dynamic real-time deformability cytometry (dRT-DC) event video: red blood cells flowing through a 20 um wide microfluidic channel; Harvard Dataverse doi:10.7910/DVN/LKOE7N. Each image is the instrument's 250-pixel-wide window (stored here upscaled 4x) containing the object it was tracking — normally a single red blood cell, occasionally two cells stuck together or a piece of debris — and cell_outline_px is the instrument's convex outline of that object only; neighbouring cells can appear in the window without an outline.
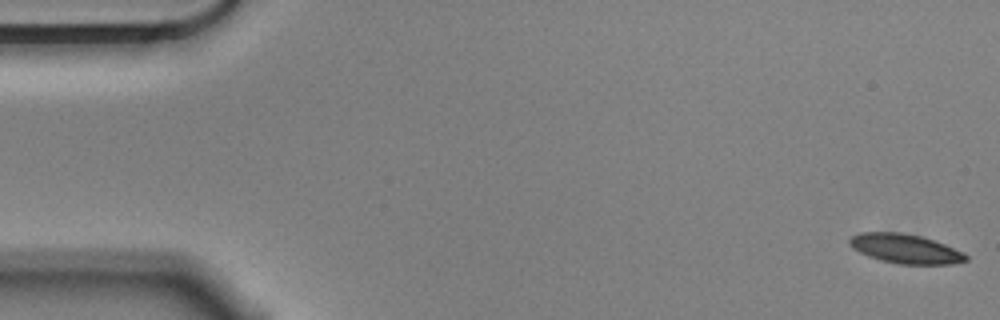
{"species": "Egyptian fruit bat (a non-hibernating species)", "species_latin": "Rousettus aegyptiacus", "temperature_condition": "cold", "stored_images_in_passage": 56, "camera_frame_rate_fps": 3000, "um_per_image_px": 0.085, "animal": {"sex": "male"}, "frame": {"image": 1, "passage_image": 1, "time_ms": 0.0, "image_size_px": [1000, 320], "cell_outline_px": [[968, 260], [952, 264], [896, 264], [880, 260], [868, 256], [852, 248], [848, 244], [848, 240], [852, 236], [860, 232], [904, 232], [920, 236], [944, 244], [964, 252], [968, 256]], "centroid_in_image_um": [76.93, 21.14], "position_along_channel_um": 8.1, "area_um2": 20.0}}
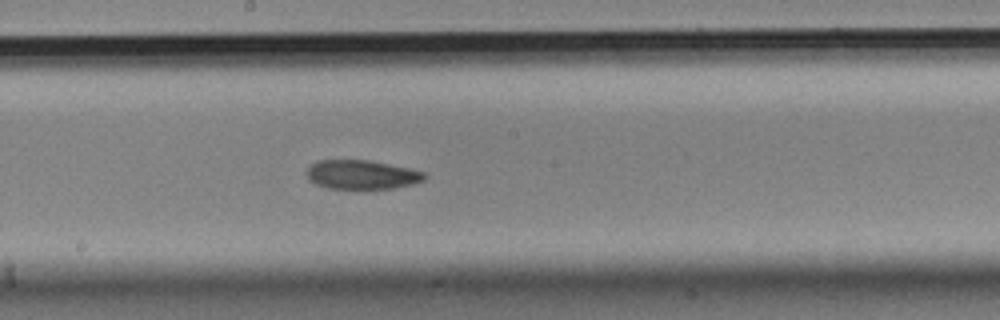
{"frame": {"image": 2, "passage_image": 30, "time_ms": 9.667, "image_size_px": [1000, 320], "cell_outline_px": [[428, 176], [424, 180], [412, 184], [396, 188], [360, 192], [328, 188], [316, 184], [308, 180], [308, 168], [316, 160], [368, 160], [408, 168], [424, 172]], "centroid_in_image_um": [30.76, 14.9], "position_along_channel_um": 217.4, "area_um2": 20.75}}
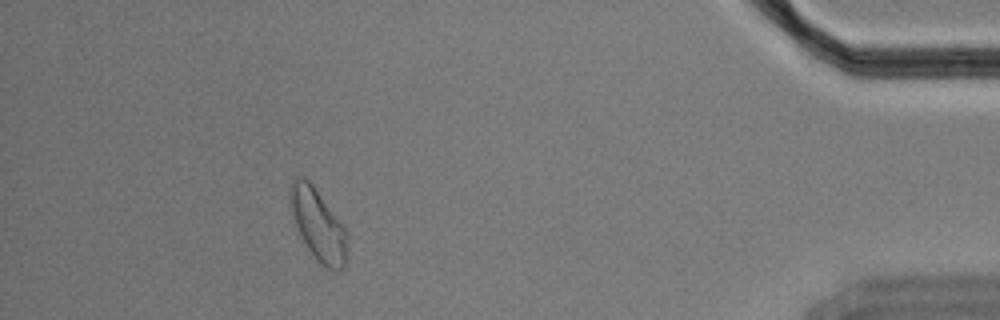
{"frame": {"image": 3, "passage_image": 51, "time_ms": 16.667, "image_size_px": [1000, 320], "cell_outline_px": [[344, 268], [340, 272], [336, 272], [320, 264], [308, 248], [300, 236], [296, 224], [288, 196], [288, 188], [292, 180], [296, 176], [304, 176], [312, 184], [344, 228]], "centroid_in_image_um": [26.96, 19.07], "position_along_channel_um": 408.2, "area_um2": 22.95}, "authors_computed_cell_mechanics": {"area_um2": 21.0681, "velocity_mm_per_s": 3.517, "shape_relaxation_time_tau1_ms": 7.7517, "shape_relaxation_time_tau2_ms": 10.5283, "deformation_change_tau1": 0.1376, "deformation_change_tau2": 0.1648}}